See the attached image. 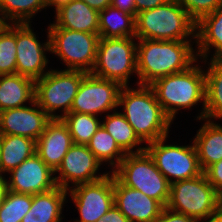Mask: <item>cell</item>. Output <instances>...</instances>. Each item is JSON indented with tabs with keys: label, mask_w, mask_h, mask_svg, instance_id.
I'll return each mask as SVG.
<instances>
[{
	"label": "cell",
	"mask_w": 222,
	"mask_h": 222,
	"mask_svg": "<svg viewBox=\"0 0 222 222\" xmlns=\"http://www.w3.org/2000/svg\"><path fill=\"white\" fill-rule=\"evenodd\" d=\"M102 163L89 150L87 145L73 144L63 157L61 165L55 171L59 173L55 176L57 186L69 190V185L91 183L103 179L108 173L96 175Z\"/></svg>",
	"instance_id": "5bb4252c"
},
{
	"label": "cell",
	"mask_w": 222,
	"mask_h": 222,
	"mask_svg": "<svg viewBox=\"0 0 222 222\" xmlns=\"http://www.w3.org/2000/svg\"><path fill=\"white\" fill-rule=\"evenodd\" d=\"M56 21L48 28L99 34V12L84 1L72 0L56 9Z\"/></svg>",
	"instance_id": "d6986e66"
},
{
	"label": "cell",
	"mask_w": 222,
	"mask_h": 222,
	"mask_svg": "<svg viewBox=\"0 0 222 222\" xmlns=\"http://www.w3.org/2000/svg\"><path fill=\"white\" fill-rule=\"evenodd\" d=\"M30 104L32 107L0 111V134L25 136L37 141L51 118L35 100Z\"/></svg>",
	"instance_id": "2e32d148"
},
{
	"label": "cell",
	"mask_w": 222,
	"mask_h": 222,
	"mask_svg": "<svg viewBox=\"0 0 222 222\" xmlns=\"http://www.w3.org/2000/svg\"><path fill=\"white\" fill-rule=\"evenodd\" d=\"M86 74L79 70H48L35 81V102L51 119H61L71 112L74 97ZM57 109H62L63 114L56 115Z\"/></svg>",
	"instance_id": "52a82bcc"
},
{
	"label": "cell",
	"mask_w": 222,
	"mask_h": 222,
	"mask_svg": "<svg viewBox=\"0 0 222 222\" xmlns=\"http://www.w3.org/2000/svg\"><path fill=\"white\" fill-rule=\"evenodd\" d=\"M170 0H135L136 13H140L145 10L153 9L162 5Z\"/></svg>",
	"instance_id": "74e56055"
},
{
	"label": "cell",
	"mask_w": 222,
	"mask_h": 222,
	"mask_svg": "<svg viewBox=\"0 0 222 222\" xmlns=\"http://www.w3.org/2000/svg\"><path fill=\"white\" fill-rule=\"evenodd\" d=\"M135 38H99L96 62L91 74L129 86L130 75H137Z\"/></svg>",
	"instance_id": "ba28073f"
},
{
	"label": "cell",
	"mask_w": 222,
	"mask_h": 222,
	"mask_svg": "<svg viewBox=\"0 0 222 222\" xmlns=\"http://www.w3.org/2000/svg\"><path fill=\"white\" fill-rule=\"evenodd\" d=\"M48 32L50 52L67 65V70L91 73L96 62L99 34L64 28H48Z\"/></svg>",
	"instance_id": "9c48e42d"
},
{
	"label": "cell",
	"mask_w": 222,
	"mask_h": 222,
	"mask_svg": "<svg viewBox=\"0 0 222 222\" xmlns=\"http://www.w3.org/2000/svg\"><path fill=\"white\" fill-rule=\"evenodd\" d=\"M96 222H130L125 215L113 204L109 211Z\"/></svg>",
	"instance_id": "d590c367"
},
{
	"label": "cell",
	"mask_w": 222,
	"mask_h": 222,
	"mask_svg": "<svg viewBox=\"0 0 222 222\" xmlns=\"http://www.w3.org/2000/svg\"><path fill=\"white\" fill-rule=\"evenodd\" d=\"M31 205V194L5 190L0 203V222H22Z\"/></svg>",
	"instance_id": "4dcf8cb0"
},
{
	"label": "cell",
	"mask_w": 222,
	"mask_h": 222,
	"mask_svg": "<svg viewBox=\"0 0 222 222\" xmlns=\"http://www.w3.org/2000/svg\"><path fill=\"white\" fill-rule=\"evenodd\" d=\"M8 174L11 177L5 178L6 190L16 193L35 195L57 187L55 172L36 153Z\"/></svg>",
	"instance_id": "9a60e30c"
},
{
	"label": "cell",
	"mask_w": 222,
	"mask_h": 222,
	"mask_svg": "<svg viewBox=\"0 0 222 222\" xmlns=\"http://www.w3.org/2000/svg\"><path fill=\"white\" fill-rule=\"evenodd\" d=\"M67 192L66 189L57 186L48 192L32 195L31 208L22 222H61Z\"/></svg>",
	"instance_id": "44dd1931"
},
{
	"label": "cell",
	"mask_w": 222,
	"mask_h": 222,
	"mask_svg": "<svg viewBox=\"0 0 222 222\" xmlns=\"http://www.w3.org/2000/svg\"><path fill=\"white\" fill-rule=\"evenodd\" d=\"M111 5L120 11L129 13L137 17L135 0H111Z\"/></svg>",
	"instance_id": "8d00e7d4"
},
{
	"label": "cell",
	"mask_w": 222,
	"mask_h": 222,
	"mask_svg": "<svg viewBox=\"0 0 222 222\" xmlns=\"http://www.w3.org/2000/svg\"><path fill=\"white\" fill-rule=\"evenodd\" d=\"M136 19L133 15L109 5L99 11L100 38H135Z\"/></svg>",
	"instance_id": "d4e9b609"
},
{
	"label": "cell",
	"mask_w": 222,
	"mask_h": 222,
	"mask_svg": "<svg viewBox=\"0 0 222 222\" xmlns=\"http://www.w3.org/2000/svg\"><path fill=\"white\" fill-rule=\"evenodd\" d=\"M197 23L202 17L222 6V0H176Z\"/></svg>",
	"instance_id": "d6a6232c"
},
{
	"label": "cell",
	"mask_w": 222,
	"mask_h": 222,
	"mask_svg": "<svg viewBox=\"0 0 222 222\" xmlns=\"http://www.w3.org/2000/svg\"><path fill=\"white\" fill-rule=\"evenodd\" d=\"M5 190H6L5 177L0 176V203H1Z\"/></svg>",
	"instance_id": "b9f144b4"
},
{
	"label": "cell",
	"mask_w": 222,
	"mask_h": 222,
	"mask_svg": "<svg viewBox=\"0 0 222 222\" xmlns=\"http://www.w3.org/2000/svg\"><path fill=\"white\" fill-rule=\"evenodd\" d=\"M16 23H9L0 33V75L16 73Z\"/></svg>",
	"instance_id": "1f68e13d"
},
{
	"label": "cell",
	"mask_w": 222,
	"mask_h": 222,
	"mask_svg": "<svg viewBox=\"0 0 222 222\" xmlns=\"http://www.w3.org/2000/svg\"><path fill=\"white\" fill-rule=\"evenodd\" d=\"M105 119V121H101V125L115 139V142L125 154L145 151V147L141 146L136 151H133L135 147L137 148L143 142L135 134L133 127L121 112L113 110V113L107 114Z\"/></svg>",
	"instance_id": "4316f807"
},
{
	"label": "cell",
	"mask_w": 222,
	"mask_h": 222,
	"mask_svg": "<svg viewBox=\"0 0 222 222\" xmlns=\"http://www.w3.org/2000/svg\"><path fill=\"white\" fill-rule=\"evenodd\" d=\"M165 136L148 143L145 150L155 162L158 170L170 182L198 177L203 173L198 161V154L194 142L192 145H166ZM174 180H172V178Z\"/></svg>",
	"instance_id": "30bf717a"
},
{
	"label": "cell",
	"mask_w": 222,
	"mask_h": 222,
	"mask_svg": "<svg viewBox=\"0 0 222 222\" xmlns=\"http://www.w3.org/2000/svg\"><path fill=\"white\" fill-rule=\"evenodd\" d=\"M97 117L91 114L69 112L61 118L69 129L73 144L87 145L102 124Z\"/></svg>",
	"instance_id": "f1b7e54d"
},
{
	"label": "cell",
	"mask_w": 222,
	"mask_h": 222,
	"mask_svg": "<svg viewBox=\"0 0 222 222\" xmlns=\"http://www.w3.org/2000/svg\"><path fill=\"white\" fill-rule=\"evenodd\" d=\"M121 88L115 81L87 73L74 97L71 112L98 116V113L116 110Z\"/></svg>",
	"instance_id": "8fae6325"
},
{
	"label": "cell",
	"mask_w": 222,
	"mask_h": 222,
	"mask_svg": "<svg viewBox=\"0 0 222 222\" xmlns=\"http://www.w3.org/2000/svg\"><path fill=\"white\" fill-rule=\"evenodd\" d=\"M110 174L67 190L80 214V220L74 222H96L109 211L114 204L113 173Z\"/></svg>",
	"instance_id": "7c38bea8"
},
{
	"label": "cell",
	"mask_w": 222,
	"mask_h": 222,
	"mask_svg": "<svg viewBox=\"0 0 222 222\" xmlns=\"http://www.w3.org/2000/svg\"><path fill=\"white\" fill-rule=\"evenodd\" d=\"M125 186L141 191L166 207L171 183L158 170L145 150L126 154L120 164L110 171Z\"/></svg>",
	"instance_id": "8992f818"
},
{
	"label": "cell",
	"mask_w": 222,
	"mask_h": 222,
	"mask_svg": "<svg viewBox=\"0 0 222 222\" xmlns=\"http://www.w3.org/2000/svg\"><path fill=\"white\" fill-rule=\"evenodd\" d=\"M196 40V55L201 56L200 60L208 59L212 47H215V53L210 60H222V6L196 23Z\"/></svg>",
	"instance_id": "ffe728a7"
},
{
	"label": "cell",
	"mask_w": 222,
	"mask_h": 222,
	"mask_svg": "<svg viewBox=\"0 0 222 222\" xmlns=\"http://www.w3.org/2000/svg\"><path fill=\"white\" fill-rule=\"evenodd\" d=\"M137 86V89L122 86L118 106H123L122 114L138 138L148 144L168 136L172 120L157 101L150 85Z\"/></svg>",
	"instance_id": "7a4b0ae2"
},
{
	"label": "cell",
	"mask_w": 222,
	"mask_h": 222,
	"mask_svg": "<svg viewBox=\"0 0 222 222\" xmlns=\"http://www.w3.org/2000/svg\"><path fill=\"white\" fill-rule=\"evenodd\" d=\"M192 41L139 40L137 43V75L140 85L187 70L199 59Z\"/></svg>",
	"instance_id": "6da1fadb"
},
{
	"label": "cell",
	"mask_w": 222,
	"mask_h": 222,
	"mask_svg": "<svg viewBox=\"0 0 222 222\" xmlns=\"http://www.w3.org/2000/svg\"><path fill=\"white\" fill-rule=\"evenodd\" d=\"M46 7V0H0V15L8 23H30Z\"/></svg>",
	"instance_id": "f546056e"
},
{
	"label": "cell",
	"mask_w": 222,
	"mask_h": 222,
	"mask_svg": "<svg viewBox=\"0 0 222 222\" xmlns=\"http://www.w3.org/2000/svg\"><path fill=\"white\" fill-rule=\"evenodd\" d=\"M84 1L91 8L99 11L104 10L107 6L111 5V0H81Z\"/></svg>",
	"instance_id": "f35d334b"
},
{
	"label": "cell",
	"mask_w": 222,
	"mask_h": 222,
	"mask_svg": "<svg viewBox=\"0 0 222 222\" xmlns=\"http://www.w3.org/2000/svg\"><path fill=\"white\" fill-rule=\"evenodd\" d=\"M150 86L166 115L173 121L179 109L191 108L199 102L203 110L197 117L204 120L205 73L201 66L192 65L187 70L156 79Z\"/></svg>",
	"instance_id": "3957f363"
},
{
	"label": "cell",
	"mask_w": 222,
	"mask_h": 222,
	"mask_svg": "<svg viewBox=\"0 0 222 222\" xmlns=\"http://www.w3.org/2000/svg\"><path fill=\"white\" fill-rule=\"evenodd\" d=\"M114 205L130 222H153L164 206L137 189L123 185L113 174Z\"/></svg>",
	"instance_id": "e0dca14e"
},
{
	"label": "cell",
	"mask_w": 222,
	"mask_h": 222,
	"mask_svg": "<svg viewBox=\"0 0 222 222\" xmlns=\"http://www.w3.org/2000/svg\"><path fill=\"white\" fill-rule=\"evenodd\" d=\"M1 16V15H0ZM9 23L1 16L0 17V33L4 30V28L8 25Z\"/></svg>",
	"instance_id": "7bdbcfd3"
},
{
	"label": "cell",
	"mask_w": 222,
	"mask_h": 222,
	"mask_svg": "<svg viewBox=\"0 0 222 222\" xmlns=\"http://www.w3.org/2000/svg\"><path fill=\"white\" fill-rule=\"evenodd\" d=\"M135 19L138 40L191 41L190 36L196 39V22L176 0L142 11Z\"/></svg>",
	"instance_id": "277c9868"
},
{
	"label": "cell",
	"mask_w": 222,
	"mask_h": 222,
	"mask_svg": "<svg viewBox=\"0 0 222 222\" xmlns=\"http://www.w3.org/2000/svg\"><path fill=\"white\" fill-rule=\"evenodd\" d=\"M72 0H46V5L49 7L50 5L55 7V10L60 6L69 3Z\"/></svg>",
	"instance_id": "ab89813d"
},
{
	"label": "cell",
	"mask_w": 222,
	"mask_h": 222,
	"mask_svg": "<svg viewBox=\"0 0 222 222\" xmlns=\"http://www.w3.org/2000/svg\"><path fill=\"white\" fill-rule=\"evenodd\" d=\"M166 207L202 221L222 209V197L203 172L198 177L172 182Z\"/></svg>",
	"instance_id": "5b68a950"
},
{
	"label": "cell",
	"mask_w": 222,
	"mask_h": 222,
	"mask_svg": "<svg viewBox=\"0 0 222 222\" xmlns=\"http://www.w3.org/2000/svg\"><path fill=\"white\" fill-rule=\"evenodd\" d=\"M205 71L204 119H222V60H211Z\"/></svg>",
	"instance_id": "484cf974"
},
{
	"label": "cell",
	"mask_w": 222,
	"mask_h": 222,
	"mask_svg": "<svg viewBox=\"0 0 222 222\" xmlns=\"http://www.w3.org/2000/svg\"><path fill=\"white\" fill-rule=\"evenodd\" d=\"M204 220H208L205 222H222V209L219 212H216L215 214L211 215L207 219H203V221ZM198 222H199V220H198Z\"/></svg>",
	"instance_id": "60d3db41"
},
{
	"label": "cell",
	"mask_w": 222,
	"mask_h": 222,
	"mask_svg": "<svg viewBox=\"0 0 222 222\" xmlns=\"http://www.w3.org/2000/svg\"><path fill=\"white\" fill-rule=\"evenodd\" d=\"M36 150V141L19 135L0 134V176L9 173Z\"/></svg>",
	"instance_id": "cb8c5ba5"
},
{
	"label": "cell",
	"mask_w": 222,
	"mask_h": 222,
	"mask_svg": "<svg viewBox=\"0 0 222 222\" xmlns=\"http://www.w3.org/2000/svg\"><path fill=\"white\" fill-rule=\"evenodd\" d=\"M204 120L203 126L193 139L203 172L213 163L222 160V126L214 121Z\"/></svg>",
	"instance_id": "603a6c76"
},
{
	"label": "cell",
	"mask_w": 222,
	"mask_h": 222,
	"mask_svg": "<svg viewBox=\"0 0 222 222\" xmlns=\"http://www.w3.org/2000/svg\"><path fill=\"white\" fill-rule=\"evenodd\" d=\"M87 147L101 163L108 161L114 169L126 155L102 125L87 143Z\"/></svg>",
	"instance_id": "83f0119b"
},
{
	"label": "cell",
	"mask_w": 222,
	"mask_h": 222,
	"mask_svg": "<svg viewBox=\"0 0 222 222\" xmlns=\"http://www.w3.org/2000/svg\"><path fill=\"white\" fill-rule=\"evenodd\" d=\"M72 145L71 134L63 120L51 119L36 141L35 153L55 172Z\"/></svg>",
	"instance_id": "ac0fdd59"
},
{
	"label": "cell",
	"mask_w": 222,
	"mask_h": 222,
	"mask_svg": "<svg viewBox=\"0 0 222 222\" xmlns=\"http://www.w3.org/2000/svg\"><path fill=\"white\" fill-rule=\"evenodd\" d=\"M153 222H198L197 219L164 207L159 217Z\"/></svg>",
	"instance_id": "e575fe53"
},
{
	"label": "cell",
	"mask_w": 222,
	"mask_h": 222,
	"mask_svg": "<svg viewBox=\"0 0 222 222\" xmlns=\"http://www.w3.org/2000/svg\"><path fill=\"white\" fill-rule=\"evenodd\" d=\"M35 81L15 74L0 75V111L25 106L35 100Z\"/></svg>",
	"instance_id": "7402d4cb"
},
{
	"label": "cell",
	"mask_w": 222,
	"mask_h": 222,
	"mask_svg": "<svg viewBox=\"0 0 222 222\" xmlns=\"http://www.w3.org/2000/svg\"><path fill=\"white\" fill-rule=\"evenodd\" d=\"M204 173L209 183L222 196V160L210 165Z\"/></svg>",
	"instance_id": "836d02e7"
},
{
	"label": "cell",
	"mask_w": 222,
	"mask_h": 222,
	"mask_svg": "<svg viewBox=\"0 0 222 222\" xmlns=\"http://www.w3.org/2000/svg\"><path fill=\"white\" fill-rule=\"evenodd\" d=\"M40 43L31 29L30 23H16V73L34 81L42 78L47 72L48 64L45 51L50 50V37Z\"/></svg>",
	"instance_id": "4fadbf2b"
}]
</instances>
